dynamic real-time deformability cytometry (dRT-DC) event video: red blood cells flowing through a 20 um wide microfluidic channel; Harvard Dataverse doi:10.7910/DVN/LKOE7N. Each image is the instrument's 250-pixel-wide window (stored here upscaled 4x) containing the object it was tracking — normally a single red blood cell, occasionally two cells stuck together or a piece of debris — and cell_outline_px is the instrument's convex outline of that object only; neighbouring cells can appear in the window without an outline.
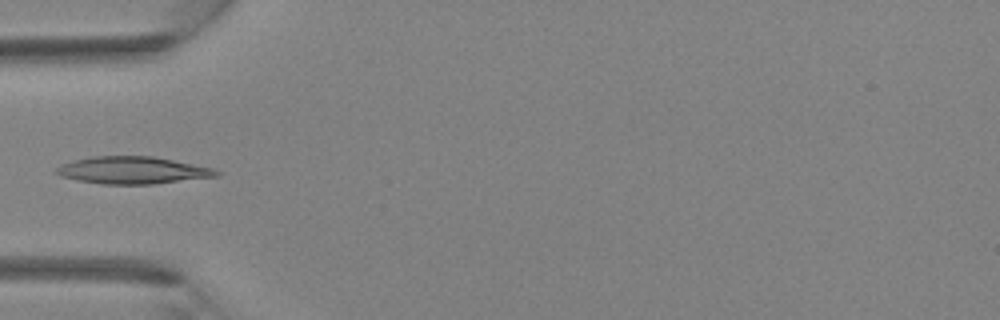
{"species": "Egyptian fruit bat (a non-hibernating species)", "species_latin": "Rousettus aegyptiacus", "temperature_condition": "room temperature", "stored_images_in_passage": 3, "camera_frame_rate_fps": 3000, "um_per_image_px": 0.085, "animal": {"sex": "female"}, "frame": {"image": 1, "passage_image": 3, "time_ms": 0.667, "image_size_px": [1000, 320], "cell_outline_px": [[220, 176], [152, 184], [100, 184], [76, 180], [60, 176], [56, 172], [56, 168], [60, 164], [72, 160], [92, 156], [152, 156], [212, 168], [220, 172]], "centroid_in_image_um": [11.22, 14.47], "position_along_channel_um": 73.8, "area_um2": 25.37}}